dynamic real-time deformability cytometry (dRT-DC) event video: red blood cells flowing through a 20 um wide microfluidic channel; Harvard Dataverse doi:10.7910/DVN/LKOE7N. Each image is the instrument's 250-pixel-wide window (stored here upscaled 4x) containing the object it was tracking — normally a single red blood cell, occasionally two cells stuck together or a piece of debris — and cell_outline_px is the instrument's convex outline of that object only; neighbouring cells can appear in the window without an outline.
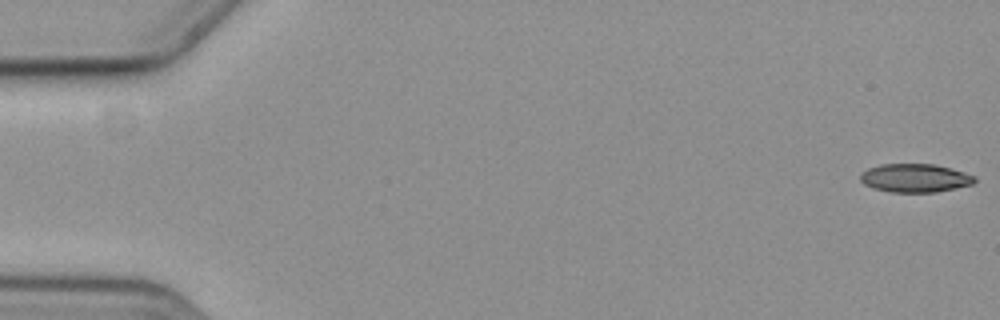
{"species": "common noctule bat (a hibernating species)", "species_latin": "Nyctalus noctula", "temperature_condition": "cold", "stored_images_in_passage": 5, "camera_frame_rate_fps": 3000, "um_per_image_px": 0.085, "animal": {"sex": "female", "body_mass_g": 19.3, "forearm_length_mm": 54.1}, "frame": {"image": 1, "passage_image": 1, "time_ms": 0.0, "image_size_px": [1000, 320], "cell_outline_px": [[976, 180], [972, 184], [936, 192], [892, 192], [872, 188], [864, 184], [860, 180], [860, 172], [868, 168], [880, 164], [936, 164], [952, 168], [976, 176]], "centroid_in_image_um": [77.76, 15.12], "position_along_channel_um": 7.2, "area_um2": 19.07}}